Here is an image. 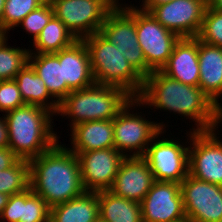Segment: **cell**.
Instances as JSON below:
<instances>
[{"label":"cell","instance_id":"obj_41","mask_svg":"<svg viewBox=\"0 0 222 222\" xmlns=\"http://www.w3.org/2000/svg\"><path fill=\"white\" fill-rule=\"evenodd\" d=\"M55 1H57V0H44L45 3H49V4H52Z\"/></svg>","mask_w":222,"mask_h":222},{"label":"cell","instance_id":"obj_29","mask_svg":"<svg viewBox=\"0 0 222 222\" xmlns=\"http://www.w3.org/2000/svg\"><path fill=\"white\" fill-rule=\"evenodd\" d=\"M44 0H6L1 27L9 33L31 12L44 4ZM9 31V32H8Z\"/></svg>","mask_w":222,"mask_h":222},{"label":"cell","instance_id":"obj_39","mask_svg":"<svg viewBox=\"0 0 222 222\" xmlns=\"http://www.w3.org/2000/svg\"><path fill=\"white\" fill-rule=\"evenodd\" d=\"M5 2L6 0H0V25L2 21L3 12H4Z\"/></svg>","mask_w":222,"mask_h":222},{"label":"cell","instance_id":"obj_4","mask_svg":"<svg viewBox=\"0 0 222 222\" xmlns=\"http://www.w3.org/2000/svg\"><path fill=\"white\" fill-rule=\"evenodd\" d=\"M133 97L124 89L94 84L71 91L59 104L57 116L70 118V129L82 122L114 119Z\"/></svg>","mask_w":222,"mask_h":222},{"label":"cell","instance_id":"obj_38","mask_svg":"<svg viewBox=\"0 0 222 222\" xmlns=\"http://www.w3.org/2000/svg\"><path fill=\"white\" fill-rule=\"evenodd\" d=\"M8 33L0 25V43L8 37Z\"/></svg>","mask_w":222,"mask_h":222},{"label":"cell","instance_id":"obj_15","mask_svg":"<svg viewBox=\"0 0 222 222\" xmlns=\"http://www.w3.org/2000/svg\"><path fill=\"white\" fill-rule=\"evenodd\" d=\"M142 222H173L185 216L180 184L155 181L141 201Z\"/></svg>","mask_w":222,"mask_h":222},{"label":"cell","instance_id":"obj_14","mask_svg":"<svg viewBox=\"0 0 222 222\" xmlns=\"http://www.w3.org/2000/svg\"><path fill=\"white\" fill-rule=\"evenodd\" d=\"M81 182L85 191L109 190L125 156L115 148L92 150L76 154Z\"/></svg>","mask_w":222,"mask_h":222},{"label":"cell","instance_id":"obj_13","mask_svg":"<svg viewBox=\"0 0 222 222\" xmlns=\"http://www.w3.org/2000/svg\"><path fill=\"white\" fill-rule=\"evenodd\" d=\"M208 0H173L155 6L150 13L166 29L180 38L197 37Z\"/></svg>","mask_w":222,"mask_h":222},{"label":"cell","instance_id":"obj_42","mask_svg":"<svg viewBox=\"0 0 222 222\" xmlns=\"http://www.w3.org/2000/svg\"><path fill=\"white\" fill-rule=\"evenodd\" d=\"M95 222H106V221L99 217Z\"/></svg>","mask_w":222,"mask_h":222},{"label":"cell","instance_id":"obj_34","mask_svg":"<svg viewBox=\"0 0 222 222\" xmlns=\"http://www.w3.org/2000/svg\"><path fill=\"white\" fill-rule=\"evenodd\" d=\"M8 147V128L4 115L0 117V148Z\"/></svg>","mask_w":222,"mask_h":222},{"label":"cell","instance_id":"obj_26","mask_svg":"<svg viewBox=\"0 0 222 222\" xmlns=\"http://www.w3.org/2000/svg\"><path fill=\"white\" fill-rule=\"evenodd\" d=\"M78 40L72 32L55 16H53L48 24L42 29L40 34L31 45L34 49L29 48L30 53L50 54L57 53L60 50L69 47Z\"/></svg>","mask_w":222,"mask_h":222},{"label":"cell","instance_id":"obj_25","mask_svg":"<svg viewBox=\"0 0 222 222\" xmlns=\"http://www.w3.org/2000/svg\"><path fill=\"white\" fill-rule=\"evenodd\" d=\"M99 217L106 222H142L141 204L114 195L109 190L98 191Z\"/></svg>","mask_w":222,"mask_h":222},{"label":"cell","instance_id":"obj_30","mask_svg":"<svg viewBox=\"0 0 222 222\" xmlns=\"http://www.w3.org/2000/svg\"><path fill=\"white\" fill-rule=\"evenodd\" d=\"M197 38L207 44L222 47V11L206 7Z\"/></svg>","mask_w":222,"mask_h":222},{"label":"cell","instance_id":"obj_28","mask_svg":"<svg viewBox=\"0 0 222 222\" xmlns=\"http://www.w3.org/2000/svg\"><path fill=\"white\" fill-rule=\"evenodd\" d=\"M29 49L8 44V37L0 43V80H13L28 63Z\"/></svg>","mask_w":222,"mask_h":222},{"label":"cell","instance_id":"obj_11","mask_svg":"<svg viewBox=\"0 0 222 222\" xmlns=\"http://www.w3.org/2000/svg\"><path fill=\"white\" fill-rule=\"evenodd\" d=\"M136 33L147 66L161 70L172 54L180 37L163 27L150 12L136 6Z\"/></svg>","mask_w":222,"mask_h":222},{"label":"cell","instance_id":"obj_33","mask_svg":"<svg viewBox=\"0 0 222 222\" xmlns=\"http://www.w3.org/2000/svg\"><path fill=\"white\" fill-rule=\"evenodd\" d=\"M20 158L9 148H0V170L12 167Z\"/></svg>","mask_w":222,"mask_h":222},{"label":"cell","instance_id":"obj_3","mask_svg":"<svg viewBox=\"0 0 222 222\" xmlns=\"http://www.w3.org/2000/svg\"><path fill=\"white\" fill-rule=\"evenodd\" d=\"M2 115L7 122L8 147L20 159L38 157L59 141L52 126L55 115L41 106L25 104Z\"/></svg>","mask_w":222,"mask_h":222},{"label":"cell","instance_id":"obj_21","mask_svg":"<svg viewBox=\"0 0 222 222\" xmlns=\"http://www.w3.org/2000/svg\"><path fill=\"white\" fill-rule=\"evenodd\" d=\"M63 81L71 91L95 84L89 51L83 39L63 49Z\"/></svg>","mask_w":222,"mask_h":222},{"label":"cell","instance_id":"obj_40","mask_svg":"<svg viewBox=\"0 0 222 222\" xmlns=\"http://www.w3.org/2000/svg\"><path fill=\"white\" fill-rule=\"evenodd\" d=\"M173 222H194V221L191 220L188 216H184L183 218L173 221Z\"/></svg>","mask_w":222,"mask_h":222},{"label":"cell","instance_id":"obj_12","mask_svg":"<svg viewBox=\"0 0 222 222\" xmlns=\"http://www.w3.org/2000/svg\"><path fill=\"white\" fill-rule=\"evenodd\" d=\"M180 191L185 216L194 222H222V186L188 175Z\"/></svg>","mask_w":222,"mask_h":222},{"label":"cell","instance_id":"obj_1","mask_svg":"<svg viewBox=\"0 0 222 222\" xmlns=\"http://www.w3.org/2000/svg\"><path fill=\"white\" fill-rule=\"evenodd\" d=\"M137 99L146 108L173 112L195 123L192 131L217 129L222 124V110L199 86L186 85L160 70L144 78V86ZM146 105V106H145ZM148 105V106H147Z\"/></svg>","mask_w":222,"mask_h":222},{"label":"cell","instance_id":"obj_18","mask_svg":"<svg viewBox=\"0 0 222 222\" xmlns=\"http://www.w3.org/2000/svg\"><path fill=\"white\" fill-rule=\"evenodd\" d=\"M199 87L222 110V47L198 39Z\"/></svg>","mask_w":222,"mask_h":222},{"label":"cell","instance_id":"obj_23","mask_svg":"<svg viewBox=\"0 0 222 222\" xmlns=\"http://www.w3.org/2000/svg\"><path fill=\"white\" fill-rule=\"evenodd\" d=\"M99 218L98 192L79 196L50 208V222H95Z\"/></svg>","mask_w":222,"mask_h":222},{"label":"cell","instance_id":"obj_6","mask_svg":"<svg viewBox=\"0 0 222 222\" xmlns=\"http://www.w3.org/2000/svg\"><path fill=\"white\" fill-rule=\"evenodd\" d=\"M142 106L133 98L113 119L114 148L125 157L143 156L152 140L167 127L163 122L147 120L142 112L134 113Z\"/></svg>","mask_w":222,"mask_h":222},{"label":"cell","instance_id":"obj_7","mask_svg":"<svg viewBox=\"0 0 222 222\" xmlns=\"http://www.w3.org/2000/svg\"><path fill=\"white\" fill-rule=\"evenodd\" d=\"M134 5H126V3L116 5L107 14L99 32L111 44L122 50L127 61L145 78L153 71L147 66L142 49L138 43L136 7Z\"/></svg>","mask_w":222,"mask_h":222},{"label":"cell","instance_id":"obj_24","mask_svg":"<svg viewBox=\"0 0 222 222\" xmlns=\"http://www.w3.org/2000/svg\"><path fill=\"white\" fill-rule=\"evenodd\" d=\"M14 80L25 104L41 106L56 116L59 103L50 95L44 81L29 63L16 74Z\"/></svg>","mask_w":222,"mask_h":222},{"label":"cell","instance_id":"obj_19","mask_svg":"<svg viewBox=\"0 0 222 222\" xmlns=\"http://www.w3.org/2000/svg\"><path fill=\"white\" fill-rule=\"evenodd\" d=\"M50 206L31 188L9 196L0 222H50Z\"/></svg>","mask_w":222,"mask_h":222},{"label":"cell","instance_id":"obj_9","mask_svg":"<svg viewBox=\"0 0 222 222\" xmlns=\"http://www.w3.org/2000/svg\"><path fill=\"white\" fill-rule=\"evenodd\" d=\"M165 132L162 130L152 140L142 157L149 165L155 181L181 184L189 175V145L178 142L174 137L165 138Z\"/></svg>","mask_w":222,"mask_h":222},{"label":"cell","instance_id":"obj_37","mask_svg":"<svg viewBox=\"0 0 222 222\" xmlns=\"http://www.w3.org/2000/svg\"><path fill=\"white\" fill-rule=\"evenodd\" d=\"M9 196L0 192V214L6 206Z\"/></svg>","mask_w":222,"mask_h":222},{"label":"cell","instance_id":"obj_35","mask_svg":"<svg viewBox=\"0 0 222 222\" xmlns=\"http://www.w3.org/2000/svg\"><path fill=\"white\" fill-rule=\"evenodd\" d=\"M171 1L173 0H142V8L141 6H139V8L143 11L150 12L155 6L167 4Z\"/></svg>","mask_w":222,"mask_h":222},{"label":"cell","instance_id":"obj_5","mask_svg":"<svg viewBox=\"0 0 222 222\" xmlns=\"http://www.w3.org/2000/svg\"><path fill=\"white\" fill-rule=\"evenodd\" d=\"M83 41L89 51L95 83L122 88L137 98L143 89L144 78L127 61L123 51L100 32L84 37Z\"/></svg>","mask_w":222,"mask_h":222},{"label":"cell","instance_id":"obj_20","mask_svg":"<svg viewBox=\"0 0 222 222\" xmlns=\"http://www.w3.org/2000/svg\"><path fill=\"white\" fill-rule=\"evenodd\" d=\"M70 131L71 146L68 149L75 154L114 148L113 119L82 122Z\"/></svg>","mask_w":222,"mask_h":222},{"label":"cell","instance_id":"obj_32","mask_svg":"<svg viewBox=\"0 0 222 222\" xmlns=\"http://www.w3.org/2000/svg\"><path fill=\"white\" fill-rule=\"evenodd\" d=\"M24 105L15 80H0V112L6 114Z\"/></svg>","mask_w":222,"mask_h":222},{"label":"cell","instance_id":"obj_22","mask_svg":"<svg viewBox=\"0 0 222 222\" xmlns=\"http://www.w3.org/2000/svg\"><path fill=\"white\" fill-rule=\"evenodd\" d=\"M28 63L60 104L71 92L66 81H63V49L50 54L29 53Z\"/></svg>","mask_w":222,"mask_h":222},{"label":"cell","instance_id":"obj_27","mask_svg":"<svg viewBox=\"0 0 222 222\" xmlns=\"http://www.w3.org/2000/svg\"><path fill=\"white\" fill-rule=\"evenodd\" d=\"M30 188L29 160L19 159L12 167L0 170V192L8 196Z\"/></svg>","mask_w":222,"mask_h":222},{"label":"cell","instance_id":"obj_31","mask_svg":"<svg viewBox=\"0 0 222 222\" xmlns=\"http://www.w3.org/2000/svg\"><path fill=\"white\" fill-rule=\"evenodd\" d=\"M53 16L52 5L44 3L36 10L31 11L18 26L20 25L19 27L23 28L27 34H31L32 41H34Z\"/></svg>","mask_w":222,"mask_h":222},{"label":"cell","instance_id":"obj_10","mask_svg":"<svg viewBox=\"0 0 222 222\" xmlns=\"http://www.w3.org/2000/svg\"><path fill=\"white\" fill-rule=\"evenodd\" d=\"M218 129L219 127L203 131L190 129V132L185 133L189 137L185 143L190 145L189 175L222 186V140L219 139Z\"/></svg>","mask_w":222,"mask_h":222},{"label":"cell","instance_id":"obj_2","mask_svg":"<svg viewBox=\"0 0 222 222\" xmlns=\"http://www.w3.org/2000/svg\"><path fill=\"white\" fill-rule=\"evenodd\" d=\"M30 188L52 207L85 190L77 155L59 141L48 151L29 160Z\"/></svg>","mask_w":222,"mask_h":222},{"label":"cell","instance_id":"obj_16","mask_svg":"<svg viewBox=\"0 0 222 222\" xmlns=\"http://www.w3.org/2000/svg\"><path fill=\"white\" fill-rule=\"evenodd\" d=\"M155 182L149 165L142 156L125 157L109 189L114 195L141 203Z\"/></svg>","mask_w":222,"mask_h":222},{"label":"cell","instance_id":"obj_17","mask_svg":"<svg viewBox=\"0 0 222 222\" xmlns=\"http://www.w3.org/2000/svg\"><path fill=\"white\" fill-rule=\"evenodd\" d=\"M160 71L183 84L198 86L200 76L198 38H180L175 43L167 63Z\"/></svg>","mask_w":222,"mask_h":222},{"label":"cell","instance_id":"obj_8","mask_svg":"<svg viewBox=\"0 0 222 222\" xmlns=\"http://www.w3.org/2000/svg\"><path fill=\"white\" fill-rule=\"evenodd\" d=\"M120 0H57L53 2L54 16L73 33L83 39L100 31L107 14Z\"/></svg>","mask_w":222,"mask_h":222},{"label":"cell","instance_id":"obj_36","mask_svg":"<svg viewBox=\"0 0 222 222\" xmlns=\"http://www.w3.org/2000/svg\"><path fill=\"white\" fill-rule=\"evenodd\" d=\"M208 5L217 11H222V0H208Z\"/></svg>","mask_w":222,"mask_h":222}]
</instances>
